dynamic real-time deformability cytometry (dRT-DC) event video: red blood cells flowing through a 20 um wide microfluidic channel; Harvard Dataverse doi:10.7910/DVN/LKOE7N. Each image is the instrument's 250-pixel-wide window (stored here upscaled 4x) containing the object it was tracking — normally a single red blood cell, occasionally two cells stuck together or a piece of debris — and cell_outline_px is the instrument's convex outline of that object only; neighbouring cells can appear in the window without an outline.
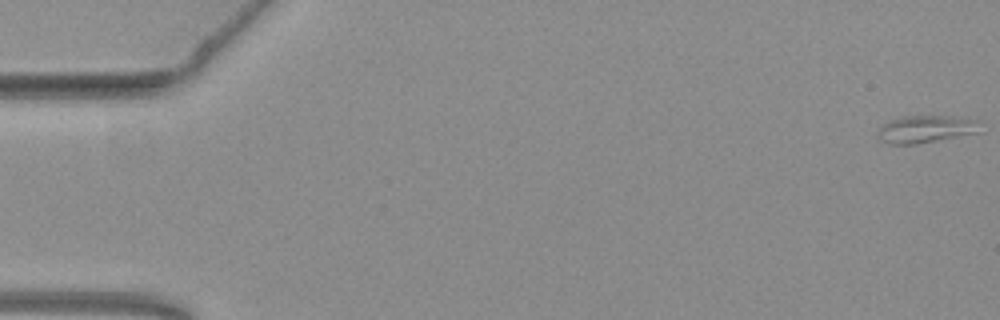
{"species": "common noctule bat (a hibernating species)", "species_latin": "Nyctalus noctula", "temperature_condition": "warm", "stored_images_in_passage": 12, "segment_of_instrument_passage": [1, 2], "camera_frame_rate_fps": 3000, "um_per_image_px": 0.085, "animal": {"sex": "female", "body_mass_g": 19.3, "forearm_length_mm": 54.1}, "frame": {"image": 1, "passage_image": 1, "time_ms": 0.0, "image_size_px": [1000, 320], "cell_outline_px": [[984, 132], [916, 144], [888, 144], [880, 140], [876, 136], [876, 132], [884, 124], [892, 120], [904, 116], [952, 116], [980, 120]], "centroid_in_image_um": [78.78, 10.98], "position_along_channel_um": 6.2, "area_um2": 16.7}}